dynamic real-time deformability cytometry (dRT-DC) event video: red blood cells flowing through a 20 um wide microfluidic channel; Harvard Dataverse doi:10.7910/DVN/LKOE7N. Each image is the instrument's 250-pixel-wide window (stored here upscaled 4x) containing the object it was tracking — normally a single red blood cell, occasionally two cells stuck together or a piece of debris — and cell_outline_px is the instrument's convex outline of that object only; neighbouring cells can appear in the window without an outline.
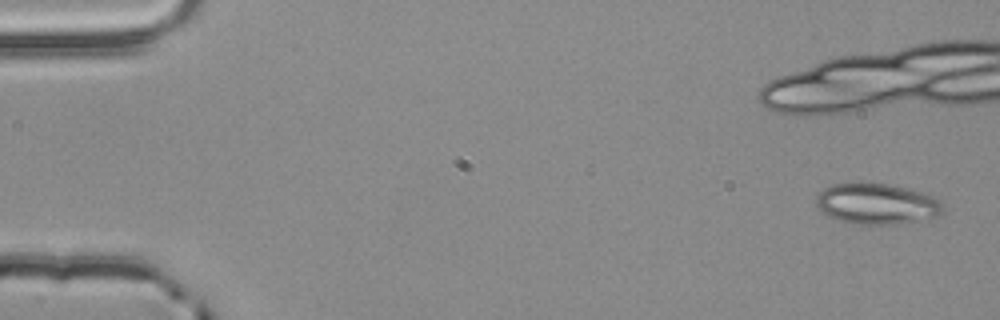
{"species": "common noctule bat (a hibernating species)", "species_latin": "Nyctalus noctula", "temperature_condition": "room temperature", "stored_images_in_passage": 9, "segment_of_instrument_passage": [1, 2], "camera_frame_rate_fps": 3000, "um_per_image_px": 0.085, "animal": {"sex": "male", "body_mass_g": 20.4}, "frame": {"image": 1, "passage_image": 1, "time_ms": 0.0, "image_size_px": [1000, 320], "cell_outline_px": [[944, 212], [936, 216], [900, 224], [872, 228], [852, 224], [836, 220], [820, 212], [816, 208], [816, 200], [820, 192], [824, 188], [832, 184], [888, 184], [920, 192], [932, 196], [940, 200], [944, 204]], "centroid_in_image_um": [74.5, 17.39], "position_along_channel_um": 10.5, "area_um2": 30.75}}
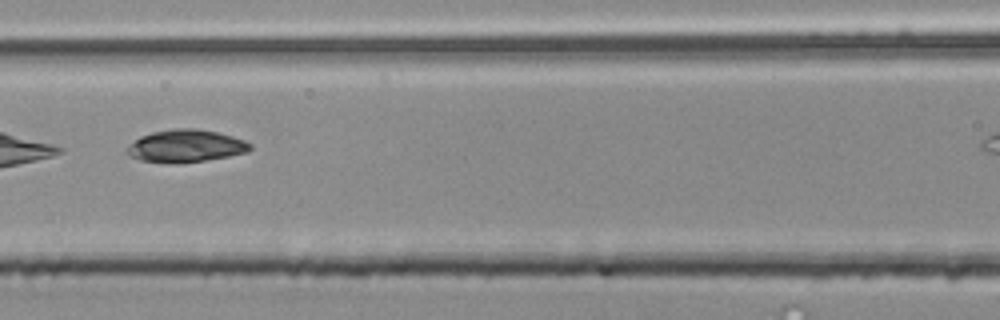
{"frame": {"image": 2, "passage_image": 8, "time_ms": 2.333, "image_size_px": [1000, 320], "cell_outline_px": [[252, 148], [248, 152], [228, 156], [204, 160], [176, 164], [140, 160], [128, 156], [128, 148], [140, 136], [152, 132], [172, 128], [196, 128], [216, 132], [232, 136], [244, 140], [252, 144]], "centroid_in_image_um": [15.81, 12.41], "position_along_channel_um": 150.8, "area_um2": 23.24}}